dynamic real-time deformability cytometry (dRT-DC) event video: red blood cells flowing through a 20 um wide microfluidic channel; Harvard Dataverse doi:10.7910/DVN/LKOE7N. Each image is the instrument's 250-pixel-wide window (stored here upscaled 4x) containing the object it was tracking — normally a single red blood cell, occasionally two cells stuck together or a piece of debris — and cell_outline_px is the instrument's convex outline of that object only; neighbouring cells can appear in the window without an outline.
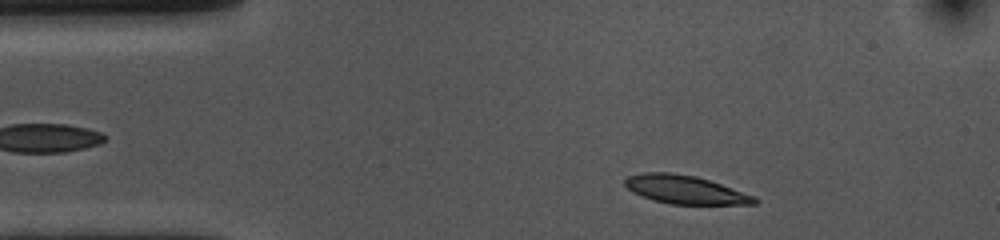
{"species": "common noctule bat (a hibernating species)", "species_latin": "Nyctalus noctula", "temperature_condition": "cold", "stored_images_in_passage": 41, "camera_frame_rate_fps": 3000, "um_per_image_px": 0.085, "animal": {"sex": "female", "body_mass_g": 10.0, "forearm_length_mm": 53.1}, "frame": {"image": 1, "passage_image": 4, "time_ms": 1.0, "image_size_px": [1000, 240], "cell_outline_px": [[760, 200], [756, 204], [672, 204], [656, 200], [632, 192], [624, 184], [624, 180], [628, 176], [644, 172], [668, 172], [696, 176], [756, 196]], "centroid_in_image_um": [58.26, 16.11], "position_along_channel_um": 26.7, "area_um2": 21.21}}
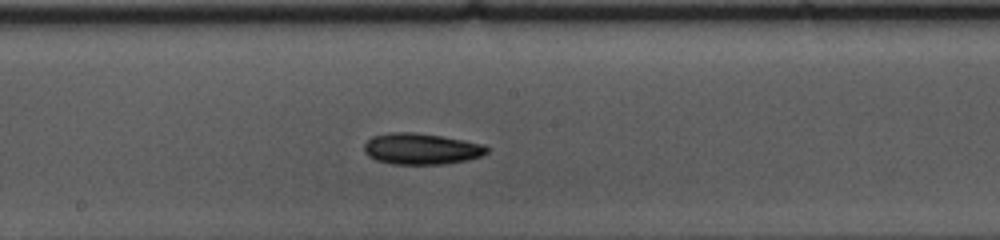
{"frame": {"image": 2, "passage_image": 23, "time_ms": 7.333, "image_size_px": [1000, 240], "cell_outline_px": [[488, 152], [480, 156], [468, 160], [444, 164], [392, 164], [376, 160], [368, 156], [364, 152], [364, 144], [372, 136], [388, 132], [412, 132], [440, 136], [464, 140], [484, 144], [488, 148]], "centroid_in_image_um": [35.79, 12.65], "position_along_channel_um": 212.4, "area_um2": 22.37}}
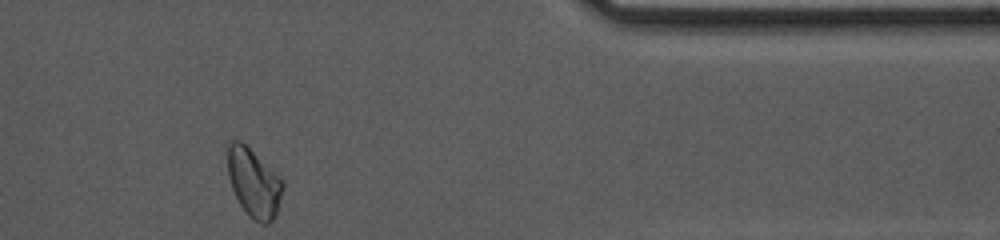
{"frame": {"image": 3, "passage_image": 40, "time_ms": 13.0, "image_size_px": [1000, 240], "cell_outline_px": [[284, 184], [276, 212], [272, 220], [268, 224], [260, 224], [252, 220], [248, 216], [240, 204], [232, 188], [228, 176], [228, 144], [232, 140], [240, 140], [280, 176]], "centroid_in_image_um": [21.56, 15.55], "position_along_channel_um": 389.8, "area_um2": 21.85}, "authors_computed_cell_mechanics": {"area_um2": 21.6172, "velocity_mm_per_s": 3.6448, "shape_relaxation_time_tau1_ms": 2.526, "shape_relaxation_time_tau2_ms": null, "deformation_change_tau1": 0.1144, "deformation_change_tau2": null}}